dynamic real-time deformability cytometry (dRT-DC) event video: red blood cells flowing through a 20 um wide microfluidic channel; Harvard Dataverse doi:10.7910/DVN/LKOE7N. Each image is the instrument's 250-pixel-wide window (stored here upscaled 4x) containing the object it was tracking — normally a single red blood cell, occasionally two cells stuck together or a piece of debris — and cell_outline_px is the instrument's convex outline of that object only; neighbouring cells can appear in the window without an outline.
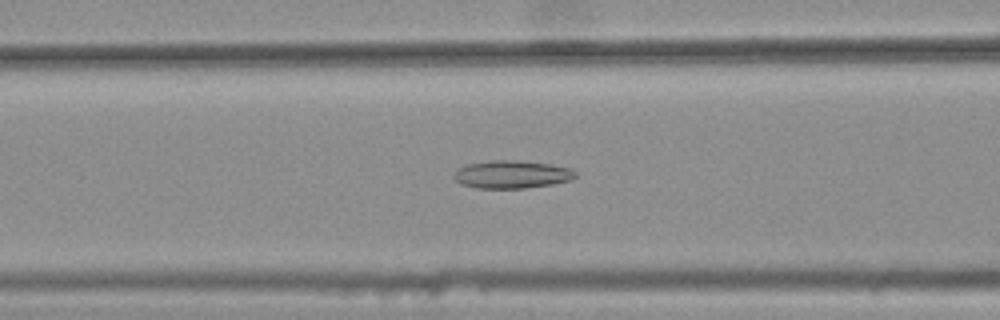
{"species": "common noctule bat (a hibernating species)", "species_latin": "Nyctalus noctula", "temperature_condition": "warm", "stored_images_in_passage": 41, "camera_frame_rate_fps": 3000, "um_per_image_px": 0.085, "animal": {"sex": "female", "body_mass_g": 25.1}, "frame": {"image": 1, "passage_image": 17, "time_ms": 5.333, "image_size_px": [1000, 320], "cell_outline_px": [[576, 176], [572, 180], [552, 184], [524, 188], [476, 188], [460, 184], [452, 176], [452, 172], [456, 168], [468, 164], [492, 160], [516, 160], [548, 164], [572, 168], [576, 172]], "centroid_in_image_um": [43.46, 14.82], "position_along_channel_um": 123.1, "area_um2": 19.88}}
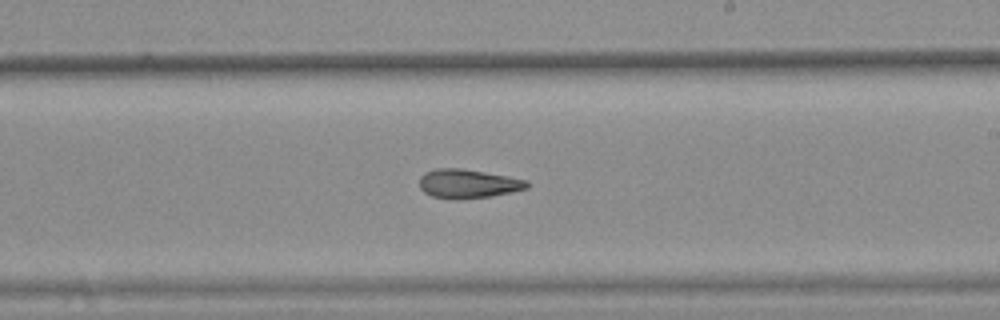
{"frame": {"image": 2, "passage_image": 27, "time_ms": 8.667, "image_size_px": [1000, 320], "cell_outline_px": [[528, 188], [488, 196], [460, 200], [452, 200], [432, 196], [424, 192], [420, 188], [420, 176], [424, 172], [436, 168], [460, 168], [508, 176], [528, 180]], "centroid_in_image_um": [39.73, 15.61], "position_along_channel_um": 249.3, "area_um2": 18.15}}
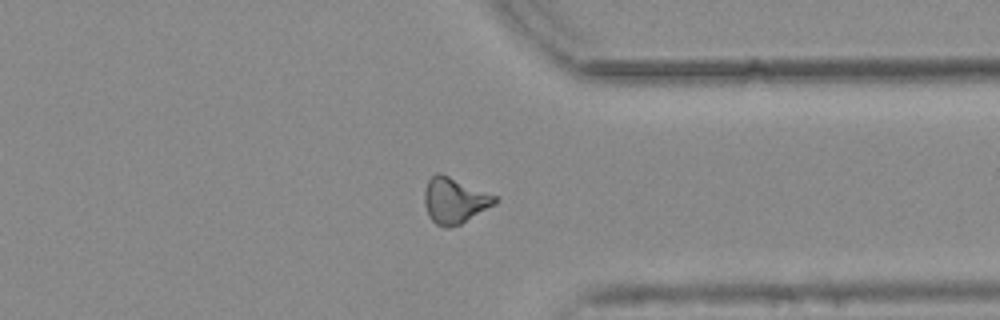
{"frame": {"image": 3, "passage_image": 37, "time_ms": 12.0, "image_size_px": [1000, 320], "cell_outline_px": [[496, 204], [460, 224], [448, 228], [444, 228], [436, 224], [432, 220], [424, 204], [424, 192], [428, 180], [436, 172], [440, 172], [496, 196]], "centroid_in_image_um": [38.61, 17.04], "position_along_channel_um": 372.8, "area_um2": 18.61}, "authors_computed_cell_mechanics": {"area_um2": 18.2648, "velocity_mm_per_s": 3.7958, "shape_relaxation_time_tau1_ms": null, "shape_relaxation_time_tau2_ms": 8.1139, "deformation_change_tau1": null, "deformation_change_tau2": 0.1787}}